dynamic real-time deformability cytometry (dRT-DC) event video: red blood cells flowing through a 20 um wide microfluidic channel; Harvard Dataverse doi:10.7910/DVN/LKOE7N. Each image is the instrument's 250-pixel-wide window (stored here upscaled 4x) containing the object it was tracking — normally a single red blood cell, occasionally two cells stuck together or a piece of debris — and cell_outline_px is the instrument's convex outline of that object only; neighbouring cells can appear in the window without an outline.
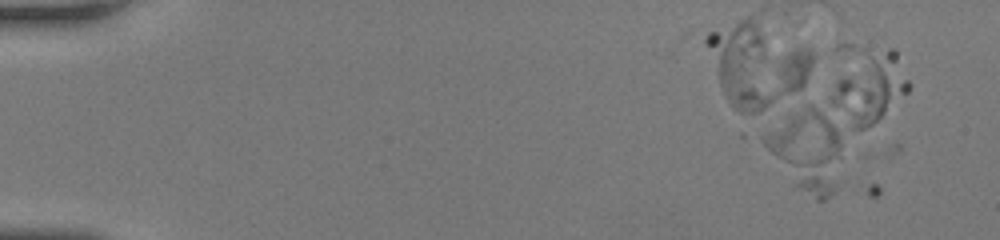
{"species": "human", "species_latin": "Homo sapiens", "temperature_condition": "room temperature", "stored_images_in_passage": 2, "camera_frame_rate_fps": 3000, "um_per_image_px": 0.085, "donor": {"sex": "female"}, "frame": {"image": 1, "passage_image": 1, "time_ms": 0.0, "image_size_px": [1000, 240], "cell_outline_px": [[840, 156], [836, 188], [824, 200], [816, 200], [800, 188], [796, 184], [764, 144], [760, 136], [792, 116], [808, 108], [812, 108], [820, 112], [840, 128]], "centroid_in_image_um": [68.65, 12.86], "position_along_channel_um": 16.3, "area_um2": 34.22}}